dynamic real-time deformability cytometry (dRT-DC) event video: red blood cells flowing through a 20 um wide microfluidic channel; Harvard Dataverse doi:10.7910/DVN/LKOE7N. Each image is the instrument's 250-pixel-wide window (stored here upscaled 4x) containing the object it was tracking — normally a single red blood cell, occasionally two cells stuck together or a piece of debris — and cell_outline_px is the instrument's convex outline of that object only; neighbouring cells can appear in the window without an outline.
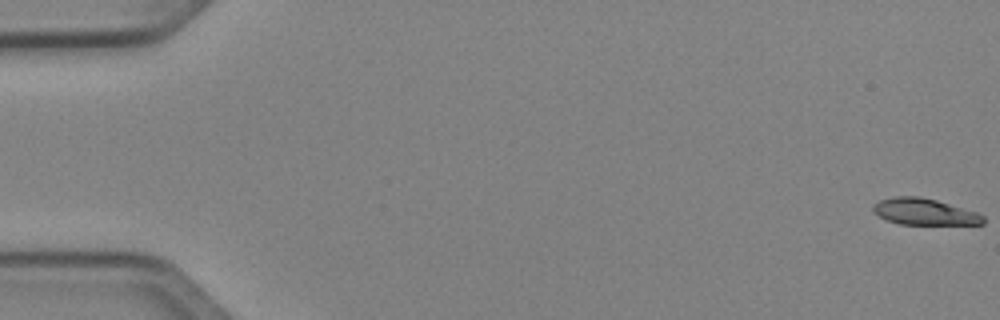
{"species": "Egyptian fruit bat (a non-hibernating species)", "species_latin": "Rousettus aegyptiacus", "temperature_condition": "cold", "stored_images_in_passage": 51, "camera_frame_rate_fps": 3000, "um_per_image_px": 0.085, "animal": {"sex": "female"}, "frame": {"image": 1, "passage_image": 1, "time_ms": 0.0, "image_size_px": [1000, 320], "cell_outline_px": [[984, 224], [900, 224], [888, 220], [872, 212], [872, 204], [880, 200], [896, 196], [920, 196], [936, 200], [976, 212], [984, 216]], "centroid_in_image_um": [78.54, 17.99], "position_along_channel_um": 6.5, "area_um2": 16.82}}
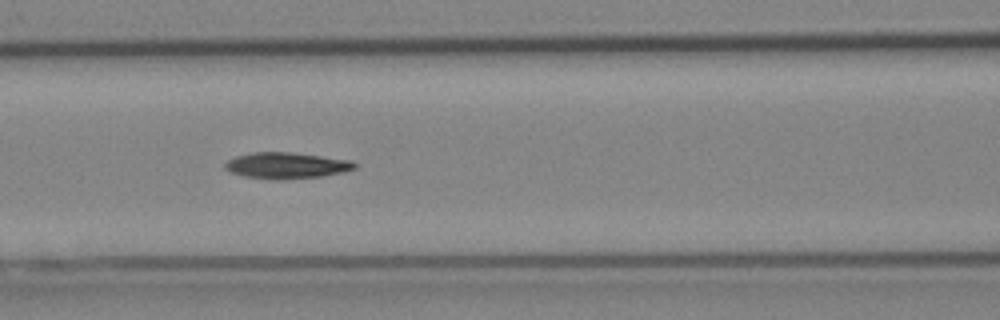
{"frame": {"image": 2, "passage_image": 23, "time_ms": 7.333, "image_size_px": [1000, 320], "cell_outline_px": [[356, 168], [344, 172], [324, 176], [276, 180], [244, 176], [232, 172], [224, 168], [224, 164], [228, 160], [236, 156], [252, 152], [288, 152], [352, 160], [356, 164]], "centroid_in_image_um": [24.36, 14.07], "position_along_channel_um": 142.2, "area_um2": 19.71}}
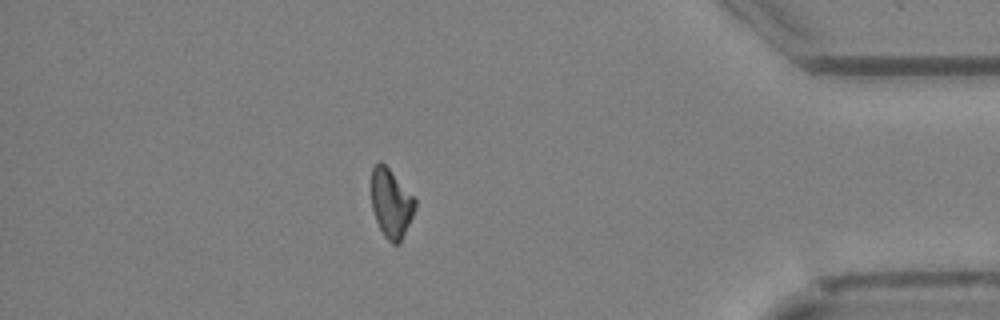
{"frame": {"image": 3, "passage_image": 45, "time_ms": 14.667, "image_size_px": [1000, 320], "cell_outline_px": [[416, 208], [400, 244], [392, 244], [384, 236], [376, 220], [372, 208], [372, 168], [380, 160], [388, 168], [416, 200]], "centroid_in_image_um": [33.25, 17.32], "position_along_channel_um": 402.0, "area_um2": 17.28}, "authors_computed_cell_mechanics": {"area_um2": 18.4382, "velocity_mm_per_s": 4.0606, "shape_relaxation_time_tau1_ms": 5.2188, "shape_relaxation_time_tau2_ms": null, "deformation_change_tau1": 0.1266, "deformation_change_tau2": null}}